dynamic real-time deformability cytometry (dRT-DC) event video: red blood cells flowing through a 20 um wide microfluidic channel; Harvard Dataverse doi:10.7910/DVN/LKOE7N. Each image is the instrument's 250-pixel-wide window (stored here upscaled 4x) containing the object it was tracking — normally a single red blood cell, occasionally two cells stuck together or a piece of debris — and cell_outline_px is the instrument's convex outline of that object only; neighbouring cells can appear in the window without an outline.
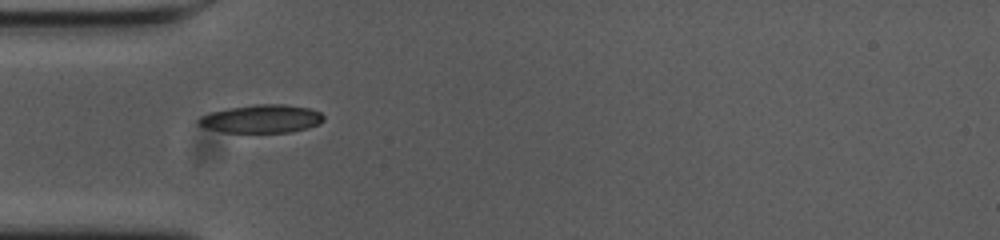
{"species": "common noctule bat (a hibernating species)", "species_latin": "Nyctalus noctula", "temperature_condition": "cold", "stored_images_in_passage": 41, "camera_frame_rate_fps": 3000, "um_per_image_px": 0.085, "animal": {"sex": "female", "body_mass_g": 23.0, "forearm_length_mm": 53.4}, "frame": {"image": 1, "passage_image": 2, "time_ms": 0.333, "image_size_px": [1000, 240], "cell_outline_px": [[324, 120], [320, 124], [308, 128], [288, 132], [224, 132], [208, 128], [196, 124], [196, 120], [200, 116], [212, 112], [228, 108], [252, 104], [284, 104], [308, 108], [320, 112], [324, 116]], "centroid_in_image_um": [22.23, 10.09], "position_along_channel_um": 62.8, "area_um2": 20.58}}
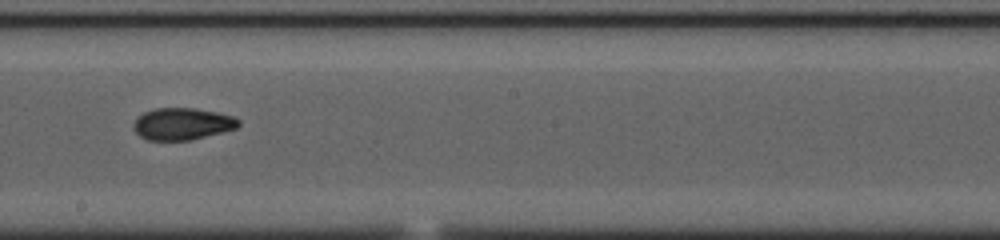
{"frame": {"image": 2, "passage_image": 16, "time_ms": 5.0, "image_size_px": [1000, 240], "cell_outline_px": [[240, 124], [236, 128], [224, 132], [188, 140], [148, 140], [140, 136], [132, 128], [132, 124], [136, 116], [144, 112], [156, 108], [196, 108], [216, 112], [232, 116], [240, 120]], "centroid_in_image_um": [15.46, 10.52], "position_along_channel_um": 232.7, "area_um2": 19.65}}
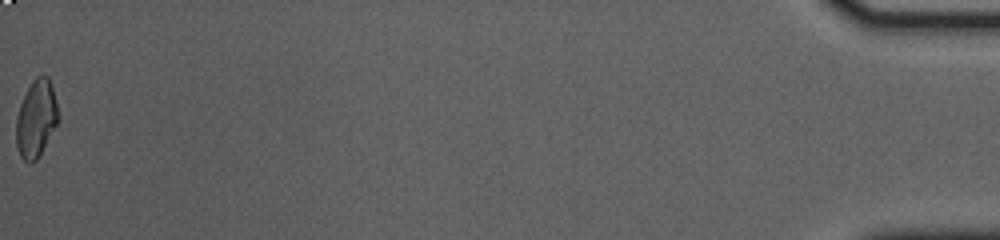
{"frame": {"image": 3, "passage_image": 41, "time_ms": 13.333, "image_size_px": [1000, 240], "cell_outline_px": [[56, 124], [36, 160], [32, 164], [28, 164], [20, 156], [16, 148], [16, 116], [20, 104], [32, 80], [36, 76], [48, 76], [52, 88], [56, 104]], "centroid_in_image_um": [3.01, 10.11], "position_along_channel_um": 432.2, "area_um2": 18.44}, "authors_computed_cell_mechanics": {"area_um2": 19.5364, "velocity_mm_per_s": 3.6587, "shape_relaxation_time_tau1_ms": 6.4019, "shape_relaxation_time_tau2_ms": 2.162, "deformation_change_tau1": 0.1712, "deformation_change_tau2": 0.0711}}